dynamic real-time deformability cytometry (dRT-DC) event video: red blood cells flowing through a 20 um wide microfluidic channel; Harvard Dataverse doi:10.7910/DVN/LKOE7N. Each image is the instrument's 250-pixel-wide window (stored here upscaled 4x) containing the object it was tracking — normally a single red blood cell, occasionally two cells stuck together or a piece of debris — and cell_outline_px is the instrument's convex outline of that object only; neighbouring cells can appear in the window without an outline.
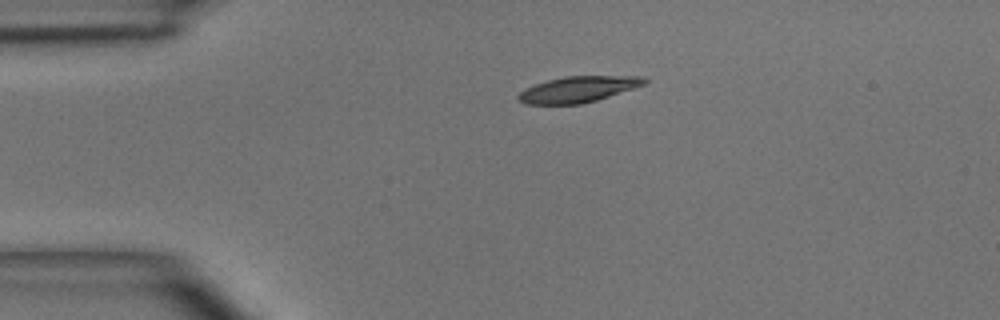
{"species": "common noctule bat (a hibernating species)", "species_latin": "Nyctalus noctula", "temperature_condition": "room temperature", "stored_images_in_passage": 2, "camera_frame_rate_fps": 3000, "um_per_image_px": 0.085, "animal": {"sex": "male", "body_mass_g": 15.6}, "frame": {"image": 1, "passage_image": 1, "time_ms": 0.0, "image_size_px": [1000, 320], "cell_outline_px": [[648, 80], [644, 84], [596, 100], [580, 104], [524, 104], [516, 100], [516, 96], [524, 88], [548, 80], [564, 76], [644, 76]], "centroid_in_image_um": [49.07, 7.59], "position_along_channel_um": 35.9, "area_um2": 18.96}}